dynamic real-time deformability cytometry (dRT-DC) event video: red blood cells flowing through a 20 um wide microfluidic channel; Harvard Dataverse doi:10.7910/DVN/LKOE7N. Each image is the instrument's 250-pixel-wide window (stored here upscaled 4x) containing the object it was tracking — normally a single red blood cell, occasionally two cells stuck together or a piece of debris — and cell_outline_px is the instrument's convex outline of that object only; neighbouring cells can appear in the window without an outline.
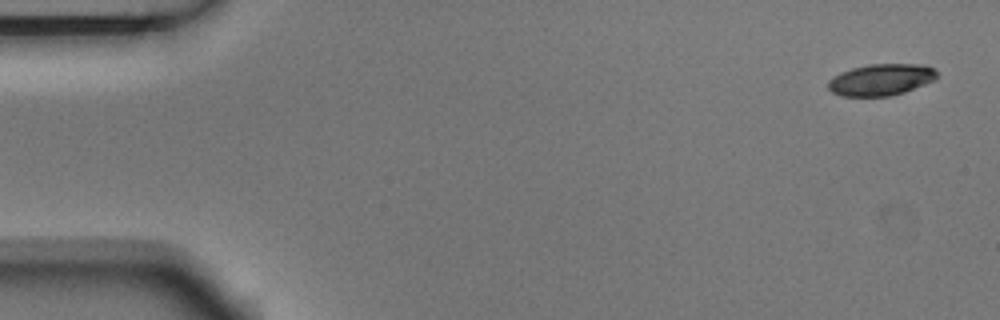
{"species": "Egyptian fruit bat (a non-hibernating species)", "species_latin": "Rousettus aegyptiacus", "temperature_condition": "room temperature", "stored_images_in_passage": 4, "camera_frame_rate_fps": 3000, "um_per_image_px": 0.085, "animal": {"sex": "male"}, "frame": {"image": 1, "passage_image": 1, "time_ms": 0.0, "image_size_px": [1000, 320], "cell_outline_px": [[936, 80], [904, 92], [888, 96], [840, 96], [832, 92], [828, 88], [828, 80], [832, 76], [840, 72], [852, 68], [868, 64], [924, 64], [932, 68], [936, 72]], "centroid_in_image_um": [74.86, 6.77], "position_along_channel_um": 10.1, "area_um2": 20.11}}